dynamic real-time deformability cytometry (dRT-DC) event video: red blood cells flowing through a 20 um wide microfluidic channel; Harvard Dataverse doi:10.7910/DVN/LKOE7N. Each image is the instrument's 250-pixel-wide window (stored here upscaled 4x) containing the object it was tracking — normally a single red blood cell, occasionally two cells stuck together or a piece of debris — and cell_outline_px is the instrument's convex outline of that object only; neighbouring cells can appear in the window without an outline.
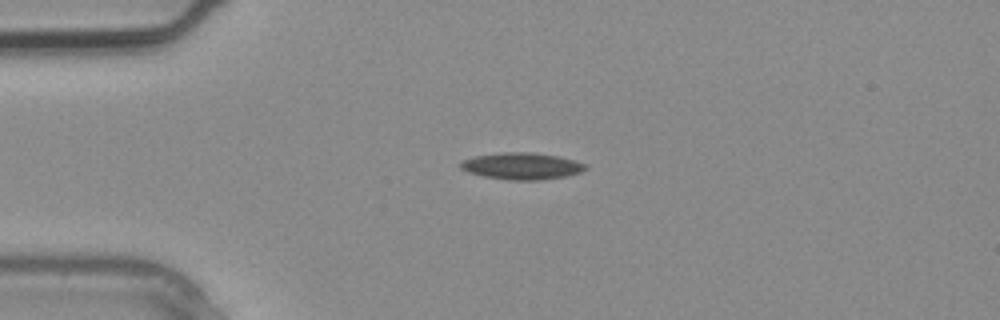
{"species": "common noctule bat (a hibernating species)", "species_latin": "Nyctalus noctula", "temperature_condition": "warm", "stored_images_in_passage": 2, "camera_frame_rate_fps": 3000, "um_per_image_px": 0.085, "animal": {"sex": "male", "body_mass_g": 20.4}, "frame": {"image": 1, "passage_image": 2, "time_ms": 0.333, "image_size_px": [1000, 320], "cell_outline_px": [[588, 168], [580, 172], [564, 176], [540, 180], [508, 180], [484, 176], [468, 172], [460, 168], [460, 160], [476, 156], [500, 152], [532, 152], [556, 156], [576, 160], [588, 164]], "centroid_in_image_um": [44.35, 14.11], "position_along_channel_um": 40.6, "area_um2": 19.54}}